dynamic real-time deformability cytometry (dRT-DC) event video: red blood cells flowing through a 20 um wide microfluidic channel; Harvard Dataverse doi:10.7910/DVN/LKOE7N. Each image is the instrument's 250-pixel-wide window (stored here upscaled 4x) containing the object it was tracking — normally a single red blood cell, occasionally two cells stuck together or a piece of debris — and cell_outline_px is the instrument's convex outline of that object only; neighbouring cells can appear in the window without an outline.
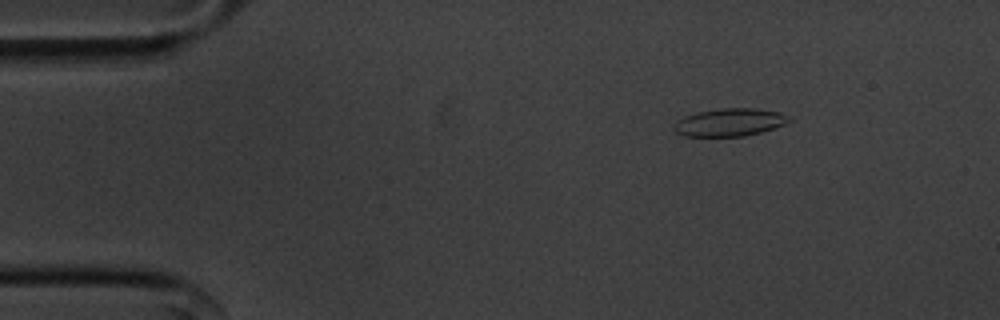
{"species": "common noctule bat (a hibernating species)", "species_latin": "Nyctalus noctula", "temperature_condition": "cold", "stored_images_in_passage": 48, "camera_frame_rate_fps": 3000, "um_per_image_px": 0.085, "animal": {"sex": "male", "body_mass_g": 20.1, "forearm_length_mm": 53.5}, "frame": {"image": 1, "passage_image": 1, "time_ms": 0.0, "image_size_px": [1000, 320], "cell_outline_px": [[792, 120], [784, 124], [760, 132], [744, 136], [684, 136], [676, 132], [672, 128], [676, 120], [684, 116], [700, 112], [720, 108], [752, 108], [780, 112], [788, 116]], "centroid_in_image_um": [61.99, 10.39], "position_along_channel_um": 23.0, "area_um2": 18.5}}
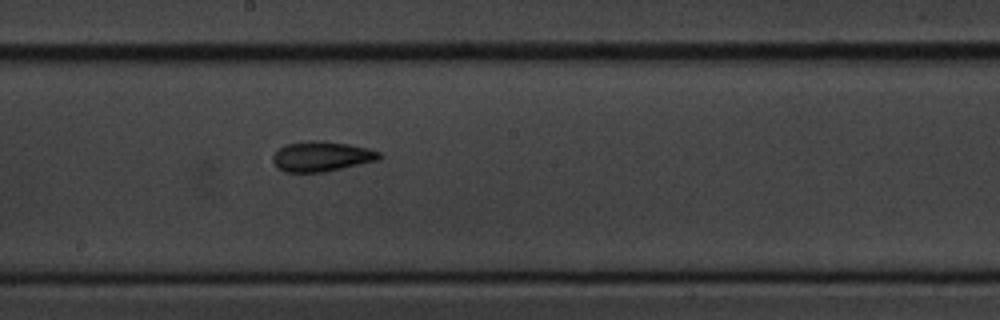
{"frame": {"image": 2, "passage_image": 23, "time_ms": 7.333, "image_size_px": [1000, 320], "cell_outline_px": [[384, 156], [376, 160], [324, 172], [284, 172], [276, 168], [272, 160], [272, 156], [284, 144], [308, 140], [324, 140], [348, 144], [368, 148], [380, 152]], "centroid_in_image_um": [27.29, 13.28], "position_along_channel_um": 220.9, "area_um2": 18.79}}
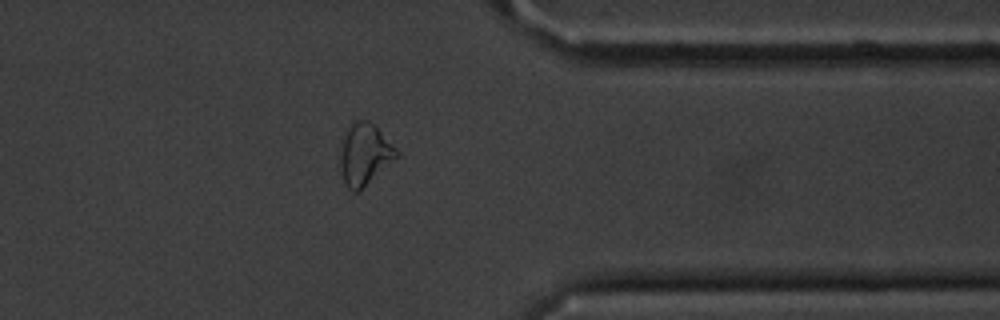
{"frame": {"image": 3, "passage_image": 37, "time_ms": 12.0, "image_size_px": [1000, 320], "cell_outline_px": [[400, 156], [360, 192], [352, 192], [344, 184], [340, 168], [340, 152], [344, 132], [348, 124], [352, 120], [368, 120], [400, 152]], "centroid_in_image_um": [30.98, 13.15], "position_along_channel_um": 380.4, "area_um2": 20.69}, "authors_computed_cell_mechanics": {"area_um2": 18.6116, "velocity_mm_per_s": 3.6281, "shape_relaxation_time_tau1_ms": 4.0958, "shape_relaxation_time_tau2_ms": 3.8532, "deformation_change_tau1": 0.1195, "deformation_change_tau2": 0.1185}}